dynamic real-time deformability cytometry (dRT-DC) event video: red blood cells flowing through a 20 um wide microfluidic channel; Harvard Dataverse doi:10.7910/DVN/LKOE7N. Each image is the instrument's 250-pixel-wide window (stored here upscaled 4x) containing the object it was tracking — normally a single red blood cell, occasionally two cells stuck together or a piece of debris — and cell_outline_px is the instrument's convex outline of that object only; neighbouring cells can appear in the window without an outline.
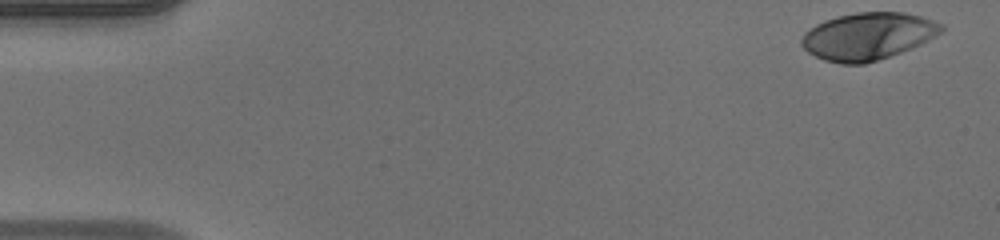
{"species": "human", "species_latin": "Homo sapiens", "temperature_condition": "warm", "stored_images_in_passage": 50, "camera_frame_rate_fps": 3000, "um_per_image_px": 0.085, "donor": {"sex": "male"}, "frame": {"image": 1, "passage_image": 1, "time_ms": 0.0, "image_size_px": [1000, 240], "cell_outline_px": [[944, 28], [940, 32], [920, 44], [900, 52], [864, 64], [840, 64], [824, 60], [808, 52], [800, 44], [800, 40], [804, 32], [816, 24], [824, 20], [836, 16], [856, 12], [904, 12], [920, 16], [944, 24]], "centroid_in_image_um": [73.73, 3.07], "position_along_channel_um": 11.3, "area_um2": 38.32}}
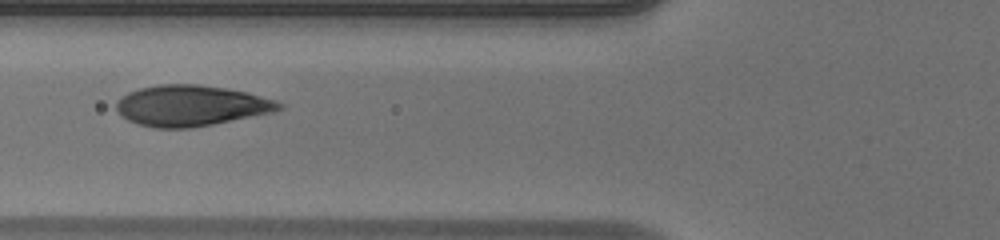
{"frame": {"image": 2, "passage_image": 19, "time_ms": 6.0, "image_size_px": [1000, 240], "cell_outline_px": [[284, 108], [272, 112], [192, 128], [156, 128], [140, 124], [128, 120], [116, 108], [116, 104], [128, 92], [140, 88], [160, 84], [196, 84], [224, 88], [244, 92], [276, 100], [284, 104]], "centroid_in_image_um": [16.26, 8.98], "position_along_channel_um": 109.5, "area_um2": 38.15}}
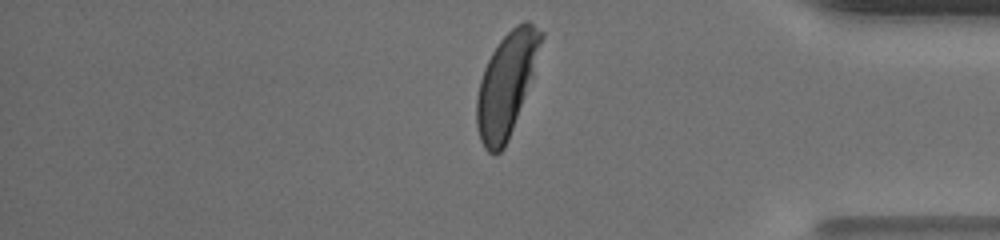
{"frame": {"image": 3, "passage_image": 42, "time_ms": 13.667, "image_size_px": [1000, 240], "cell_outline_px": [[544, 36], [532, 76], [508, 140], [504, 148], [496, 156], [488, 152], [484, 148], [480, 140], [476, 124], [476, 100], [480, 80], [484, 68], [492, 52], [500, 40], [516, 24], [524, 20], [528, 20], [544, 32]], "centroid_in_image_um": [43.03, 7.16], "position_along_channel_um": 392.2, "area_um2": 38.32}, "authors_computed_cell_mechanics": {"area_um2": 38.2636, "velocity_mm_per_s": 3.9882, "shape_relaxation_time_tau1_ms": 2.7846, "shape_relaxation_time_tau2_ms": null, "deformation_change_tau1": 0.1864, "deformation_change_tau2": null}}